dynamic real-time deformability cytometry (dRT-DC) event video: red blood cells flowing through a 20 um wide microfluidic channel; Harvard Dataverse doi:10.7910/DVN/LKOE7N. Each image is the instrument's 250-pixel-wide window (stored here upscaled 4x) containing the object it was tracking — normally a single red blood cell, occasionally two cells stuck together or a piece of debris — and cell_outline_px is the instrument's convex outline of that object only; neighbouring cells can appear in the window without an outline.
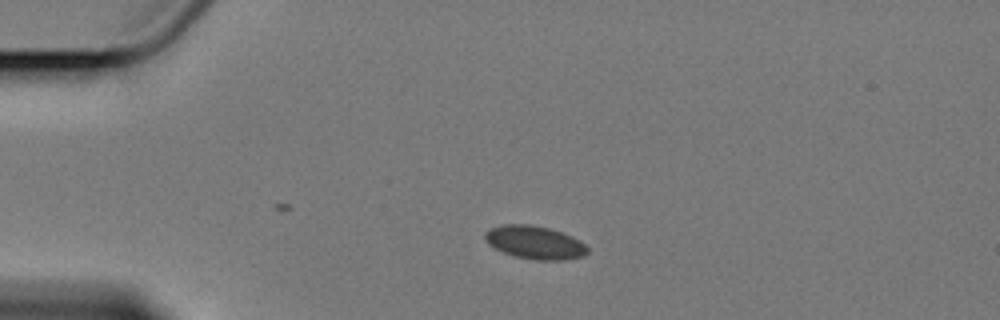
{"species": "Egyptian fruit bat (a non-hibernating species)", "species_latin": "Rousettus aegyptiacus", "temperature_condition": "cold", "stored_images_in_passage": 2, "camera_frame_rate_fps": 3000, "um_per_image_px": 0.085, "animal": {"sex": "female"}, "frame": {"image": 1, "passage_image": 1, "time_ms": 0.0, "image_size_px": [1000, 320], "cell_outline_px": [[588, 252], [584, 256], [564, 260], [536, 260], [516, 256], [504, 252], [488, 244], [484, 240], [484, 232], [488, 228], [504, 224], [532, 224], [548, 228], [572, 236], [580, 240], [588, 248]], "centroid_in_image_um": [45.44, 20.6], "position_along_channel_um": 39.6, "area_um2": 19.88}}